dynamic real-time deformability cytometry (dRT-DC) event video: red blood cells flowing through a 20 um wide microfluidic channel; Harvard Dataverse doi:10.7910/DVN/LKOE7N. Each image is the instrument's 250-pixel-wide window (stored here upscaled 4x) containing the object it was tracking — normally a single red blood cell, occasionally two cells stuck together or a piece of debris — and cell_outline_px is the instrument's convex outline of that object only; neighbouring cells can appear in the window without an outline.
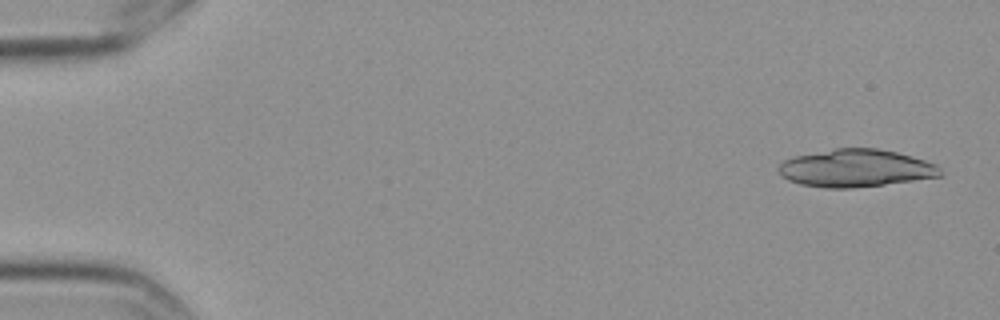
{"species": "Egyptian fruit bat (a non-hibernating species)", "species_latin": "Rousettus aegyptiacus", "temperature_condition": "cold", "stored_images_in_passage": 11, "camera_frame_rate_fps": 3000, "um_per_image_px": 0.085, "frame": {"image": 1, "passage_image": 1, "time_ms": 0.0, "image_size_px": [1000, 320], "cell_outline_px": [[944, 176], [884, 184], [852, 188], [824, 188], [800, 184], [788, 180], [780, 172], [780, 164], [784, 160], [796, 156], [836, 148], [876, 148], [896, 152], [912, 156], [936, 164], [944, 172]], "centroid_in_image_um": [72.79, 14.3], "position_along_channel_um": 12.2, "area_um2": 35.26}}
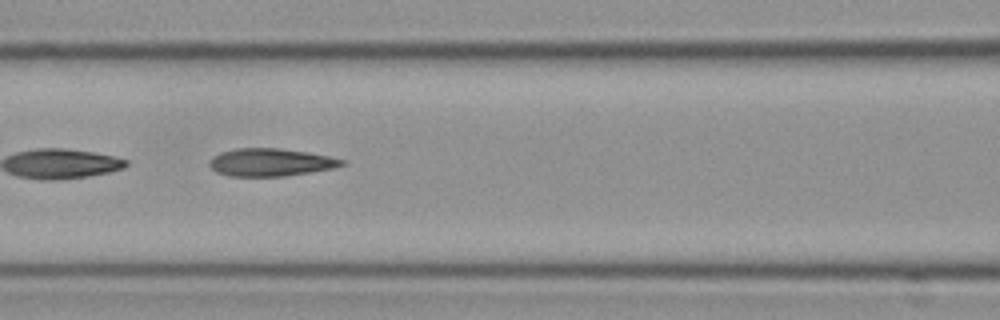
{"frame": {"image": 2, "passage_image": 7, "time_ms": 2.0, "image_size_px": [1000, 320], "cell_outline_px": [[348, 164], [332, 168], [288, 176], [228, 176], [216, 172], [208, 164], [208, 160], [212, 156], [220, 152], [236, 148], [280, 148], [308, 152], [328, 156], [344, 160]], "centroid_in_image_um": [22.97, 13.79], "position_along_channel_um": 143.6, "area_um2": 21.56}}
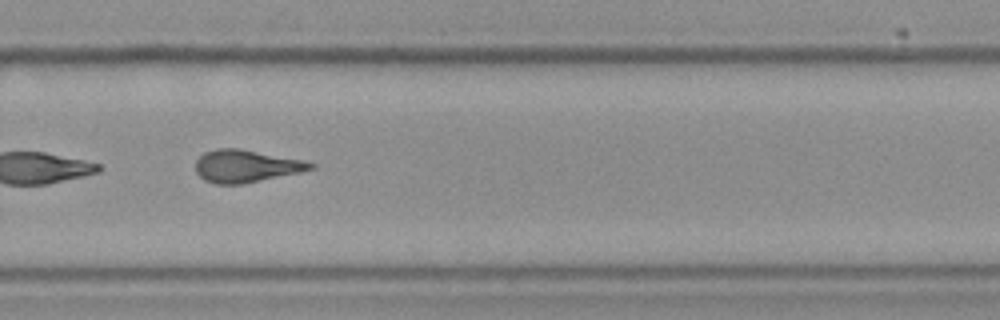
{"frame": {"image": 3, "passage_image": 11, "time_ms": 3.333, "image_size_px": [1000, 320], "cell_outline_px": [[316, 168], [300, 172], [244, 184], [216, 184], [204, 180], [196, 172], [196, 160], [204, 152], [216, 148], [240, 148], [304, 160], [316, 164]], "centroid_in_image_um": [20.92, 14.11], "position_along_channel_um": 308.9, "area_um2": 21.91}}